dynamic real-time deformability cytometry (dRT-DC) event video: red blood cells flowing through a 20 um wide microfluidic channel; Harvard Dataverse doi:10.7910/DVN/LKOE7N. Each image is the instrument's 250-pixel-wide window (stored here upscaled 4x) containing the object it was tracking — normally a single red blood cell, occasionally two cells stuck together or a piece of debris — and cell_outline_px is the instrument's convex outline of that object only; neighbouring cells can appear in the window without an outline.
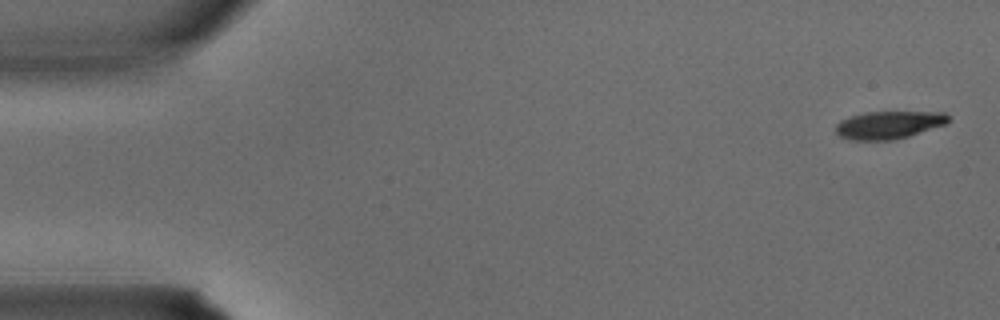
{"species": "common noctule bat (a hibernating species)", "species_latin": "Nyctalus noctula", "temperature_condition": "warm", "stored_images_in_passage": 4, "camera_frame_rate_fps": 3000, "um_per_image_px": 0.085, "animal": {"sex": "male", "body_mass_g": 15.6}, "frame": {"image": 1, "passage_image": 1, "time_ms": 0.0, "image_size_px": [1000, 320], "cell_outline_px": [[952, 116], [948, 124], [908, 136], [892, 140], [852, 140], [840, 136], [836, 132], [836, 124], [840, 120], [864, 112], [944, 112]], "centroid_in_image_um": [75.6, 10.61], "position_along_channel_um": 9.4, "area_um2": 18.32}}
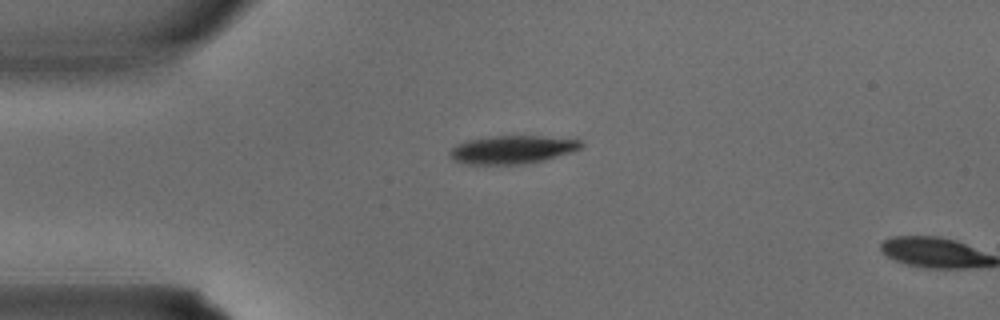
{"frame": {"image": 2, "passage_image": 3, "time_ms": 0.667, "image_size_px": [1000, 320], "cell_outline_px": [[584, 144], [580, 148], [572, 152], [544, 160], [520, 164], [464, 164], [452, 160], [448, 156], [448, 152], [456, 144], [464, 140], [488, 136], [540, 136], [580, 140]], "centroid_in_image_um": [43.46, 12.71], "position_along_channel_um": 41.5, "area_um2": 21.73}}